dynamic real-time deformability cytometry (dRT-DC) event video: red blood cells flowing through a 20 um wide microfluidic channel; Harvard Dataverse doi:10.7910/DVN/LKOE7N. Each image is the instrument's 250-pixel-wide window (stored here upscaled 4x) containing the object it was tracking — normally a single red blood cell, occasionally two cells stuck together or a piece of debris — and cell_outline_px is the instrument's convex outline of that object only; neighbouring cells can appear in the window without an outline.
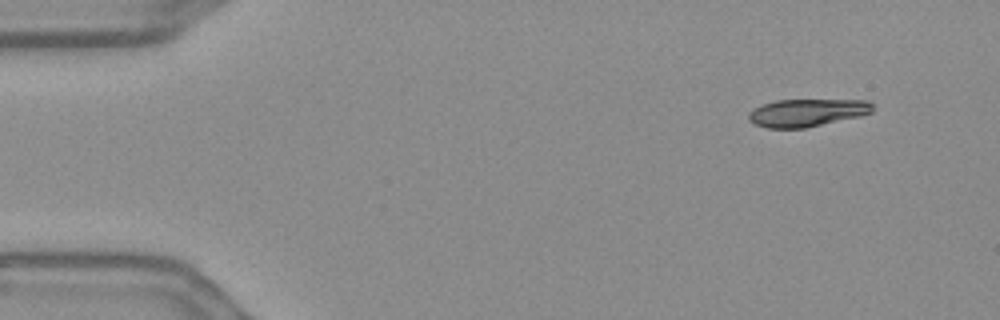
{"species": "Egyptian fruit bat (a non-hibernating species)", "species_latin": "Rousettus aegyptiacus", "temperature_condition": "warm", "stored_images_in_passage": 52, "camera_frame_rate_fps": 3000, "um_per_image_px": 0.085, "frame": {"image": 1, "passage_image": 1, "time_ms": 0.0, "image_size_px": [1000, 320], "cell_outline_px": [[872, 112], [860, 116], [804, 128], [768, 128], [756, 124], [748, 120], [748, 112], [752, 108], [776, 100], [868, 100], [872, 104]], "centroid_in_image_um": [68.56, 9.57], "position_along_channel_um": 16.4, "area_um2": 19.88}}
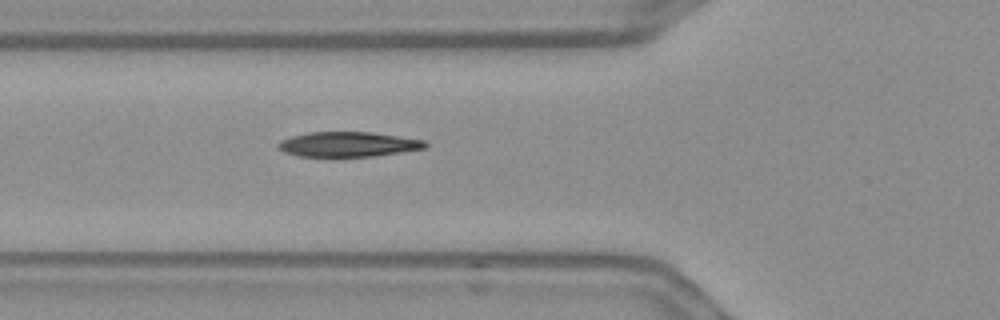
{"frame": {"image": 2, "passage_image": 16, "time_ms": 5.0, "image_size_px": [1000, 320], "cell_outline_px": [[428, 144], [424, 148], [400, 152], [372, 156], [300, 156], [284, 152], [276, 148], [276, 144], [280, 140], [292, 136], [308, 132], [372, 132], [424, 140]], "centroid_in_image_um": [29.53, 12.26], "position_along_channel_um": 96.3, "area_um2": 21.21}}
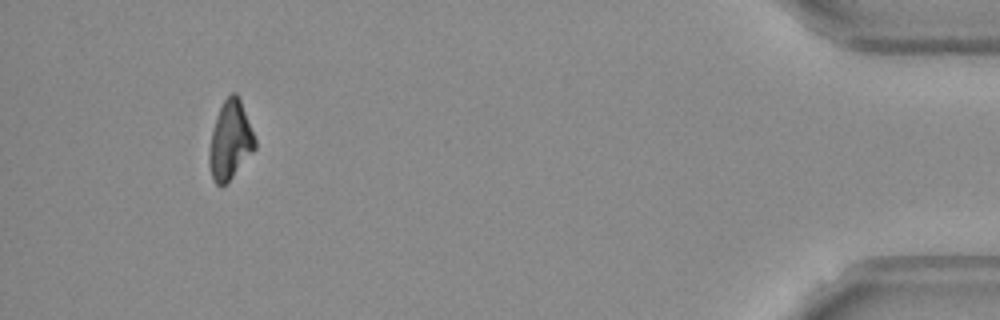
{"frame": {"image": 3, "passage_image": 48, "time_ms": 15.667, "image_size_px": [1000, 320], "cell_outline_px": [[256, 148], [232, 176], [220, 188], [212, 180], [208, 164], [208, 152], [212, 132], [216, 116], [224, 100], [232, 92], [236, 92], [240, 100], [256, 140]], "centroid_in_image_um": [19.54, 11.95], "position_along_channel_um": 415.7, "area_um2": 20.69}, "authors_computed_cell_mechanics": {"area_um2": 21.8484, "velocity_mm_per_s": 3.6373, "shape_relaxation_time_tau1_ms": 5.9896, "shape_relaxation_time_tau2_ms": 3.2348, "deformation_change_tau1": 0.1923, "deformation_change_tau2": 0.0972}}